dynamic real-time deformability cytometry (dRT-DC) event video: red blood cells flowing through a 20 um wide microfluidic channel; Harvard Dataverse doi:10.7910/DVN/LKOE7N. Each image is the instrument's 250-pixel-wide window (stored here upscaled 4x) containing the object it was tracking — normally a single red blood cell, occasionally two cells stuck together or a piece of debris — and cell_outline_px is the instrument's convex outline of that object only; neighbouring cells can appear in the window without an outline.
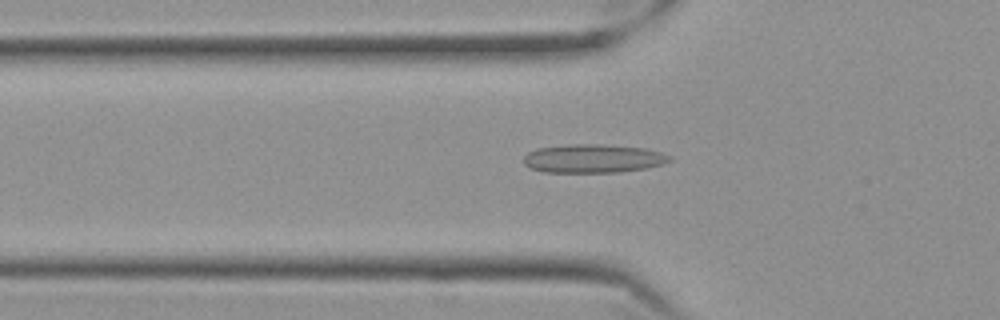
{"species": "Egyptian fruit bat (a non-hibernating species)", "species_latin": "Rousettus aegyptiacus", "temperature_condition": "cold", "stored_images_in_passage": 50, "camera_frame_rate_fps": 3000, "um_per_image_px": 0.085, "frame": {"image": 1, "passage_image": 12, "time_ms": 3.667, "image_size_px": [1000, 320], "cell_outline_px": [[672, 160], [664, 164], [648, 168], [620, 172], [544, 172], [532, 168], [524, 164], [524, 156], [528, 152], [536, 148], [568, 144], [600, 144], [644, 148], [660, 152], [672, 156]], "centroid_in_image_um": [50.44, 13.47], "position_along_channel_um": 75.4, "area_um2": 24.45}}
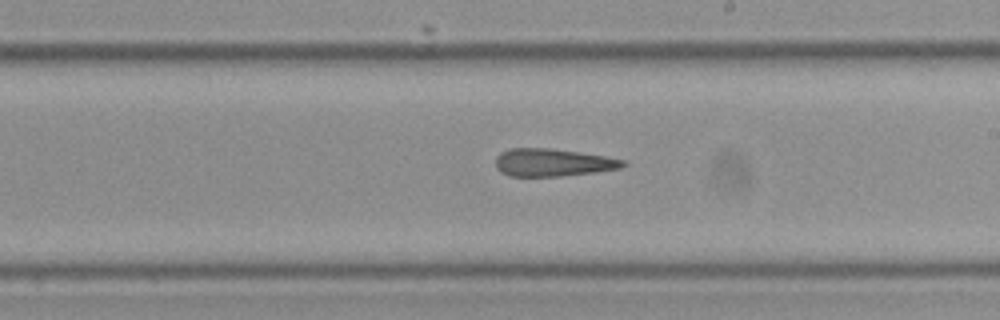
{"frame": {"image": 2, "passage_image": 26, "time_ms": 8.333, "image_size_px": [1000, 320], "cell_outline_px": [[628, 164], [620, 168], [596, 172], [560, 176], [508, 176], [500, 172], [496, 168], [496, 156], [500, 152], [512, 148], [552, 148], [580, 152], [604, 156], [624, 160]], "centroid_in_image_um": [46.96, 13.81], "position_along_channel_um": 242.0, "area_um2": 20.63}}
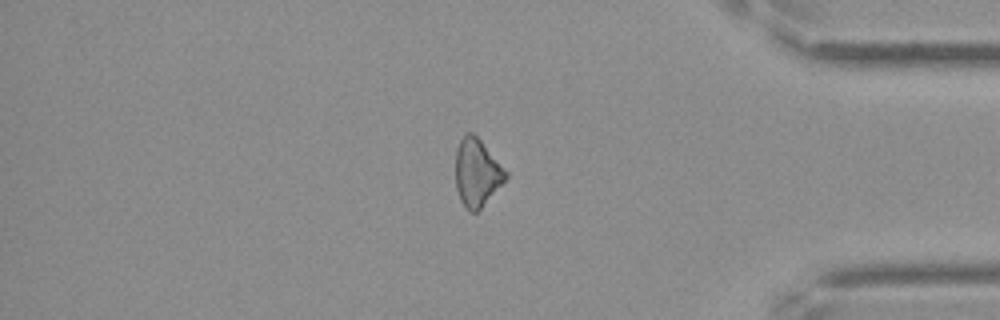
{"frame": {"image": 3, "passage_image": 41, "time_ms": 13.333, "image_size_px": [1000, 320], "cell_outline_px": [[508, 176], [480, 208], [476, 212], [468, 212], [460, 200], [456, 188], [456, 148], [464, 132], [472, 132], [480, 140], [508, 172]], "centroid_in_image_um": [40.51, 14.66], "position_along_channel_um": 394.7, "area_um2": 19.54}, "authors_computed_cell_mechanics": {"area_um2": 21.2704, "velocity_mm_per_s": 3.544, "shape_relaxation_time_tau1_ms": null, "shape_relaxation_time_tau2_ms": 4.2928, "deformation_change_tau1": null, "deformation_change_tau2": 0.1759}}